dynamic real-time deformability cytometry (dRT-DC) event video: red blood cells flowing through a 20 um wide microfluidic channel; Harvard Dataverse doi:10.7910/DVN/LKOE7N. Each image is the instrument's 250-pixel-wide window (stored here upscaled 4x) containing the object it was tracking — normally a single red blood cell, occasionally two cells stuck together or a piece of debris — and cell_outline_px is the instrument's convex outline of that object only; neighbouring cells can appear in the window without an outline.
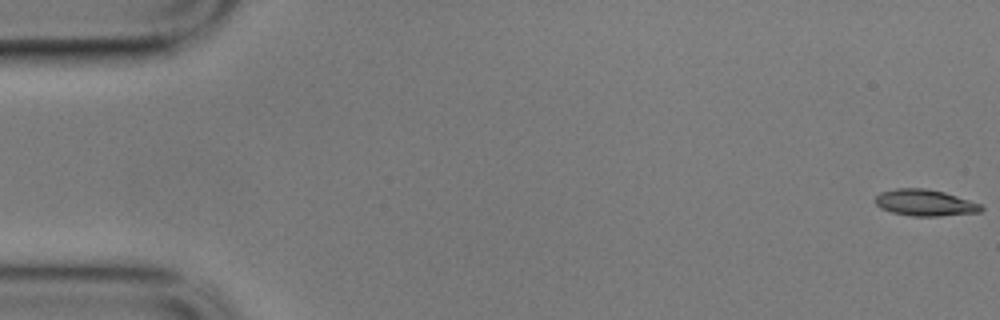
{"species": "common noctule bat (a hibernating species)", "species_latin": "Nyctalus noctula", "temperature_condition": "cold", "stored_images_in_passage": 5, "camera_frame_rate_fps": 3000, "um_per_image_px": 0.085, "animal": {"sex": "male", "body_mass_g": 17.9}, "frame": {"image": 1, "passage_image": 1, "time_ms": 0.0, "image_size_px": [1000, 320], "cell_outline_px": [[984, 208], [980, 212], [940, 216], [912, 216], [892, 212], [880, 208], [876, 204], [876, 196], [880, 192], [896, 188], [924, 188], [944, 192], [980, 204]], "centroid_in_image_um": [78.6, 17.23], "position_along_channel_um": 6.4, "area_um2": 16.18}}
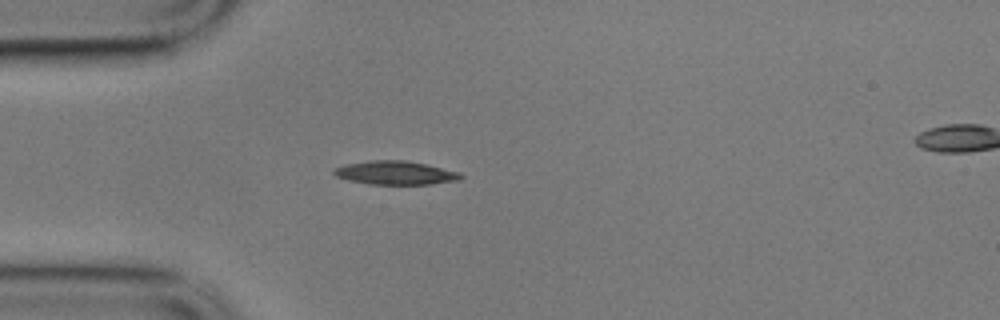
{"frame": {"image": 2, "passage_image": 4, "time_ms": 1.0, "image_size_px": [1000, 320], "cell_outline_px": [[464, 176], [460, 180], [432, 184], [368, 184], [348, 180], [336, 176], [332, 172], [336, 168], [344, 164], [368, 160], [404, 160], [424, 164], [460, 172]], "centroid_in_image_um": [33.6, 14.69], "position_along_channel_um": 51.4, "area_um2": 17.46}}